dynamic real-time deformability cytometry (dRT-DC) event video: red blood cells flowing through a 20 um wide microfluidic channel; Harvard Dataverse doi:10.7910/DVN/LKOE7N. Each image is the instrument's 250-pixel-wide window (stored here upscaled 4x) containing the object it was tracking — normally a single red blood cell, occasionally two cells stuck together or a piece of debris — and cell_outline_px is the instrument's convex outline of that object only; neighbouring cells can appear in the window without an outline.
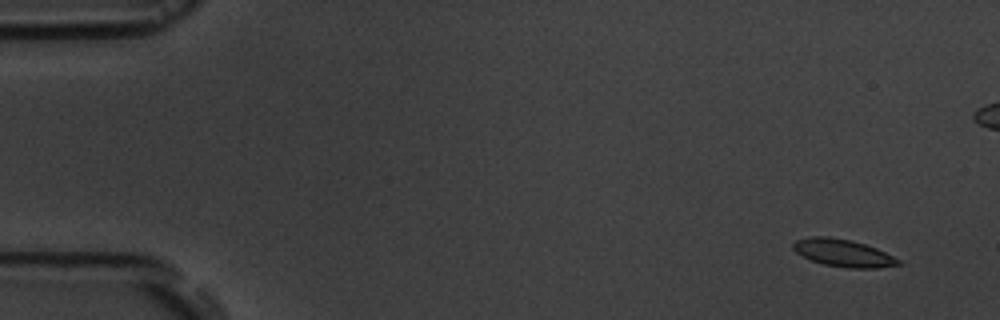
{"species": "common noctule bat (a hibernating species)", "species_latin": "Nyctalus noctula", "temperature_condition": "room temperature", "stored_images_in_passage": 5, "camera_frame_rate_fps": 3000, "um_per_image_px": 0.085, "animal": {"sex": "male", "body_mass_g": 19.5, "forearm_length_mm": 54.6}, "frame": {"image": 1, "passage_image": 1, "time_ms": 0.0, "image_size_px": [1000, 320], "cell_outline_px": [[900, 264], [876, 268], [848, 268], [824, 264], [812, 260], [796, 252], [792, 248], [792, 244], [796, 240], [812, 236], [828, 236], [852, 240], [876, 248], [900, 260]], "centroid_in_image_um": [71.64, 21.49], "position_along_channel_um": 13.4, "area_um2": 16.59}}